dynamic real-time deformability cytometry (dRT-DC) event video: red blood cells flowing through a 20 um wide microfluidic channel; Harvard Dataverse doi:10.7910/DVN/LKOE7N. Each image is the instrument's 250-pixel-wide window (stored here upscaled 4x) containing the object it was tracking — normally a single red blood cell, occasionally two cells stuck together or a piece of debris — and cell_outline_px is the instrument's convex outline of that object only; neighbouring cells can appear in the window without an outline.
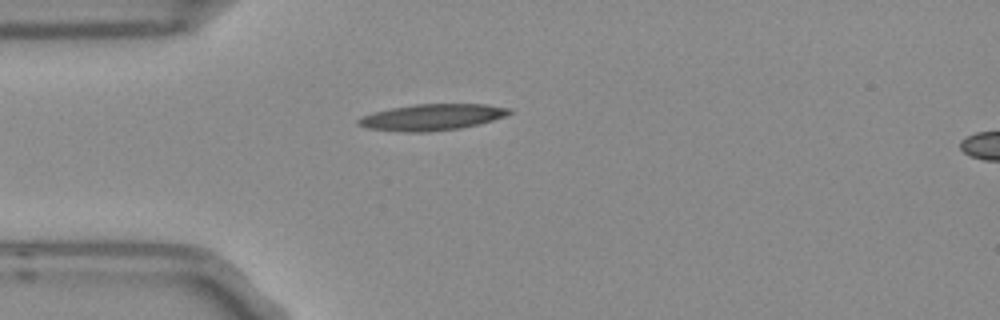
{"species": "Egyptian fruit bat (a non-hibernating species)", "species_latin": "Rousettus aegyptiacus", "temperature_condition": "room temperature", "stored_images_in_passage": 2, "camera_frame_rate_fps": 3000, "um_per_image_px": 0.085, "frame": {"image": 1, "passage_image": 1, "time_ms": 0.0, "image_size_px": [1000, 320], "cell_outline_px": [[512, 112], [504, 116], [480, 124], [460, 128], [428, 132], [404, 132], [364, 128], [356, 124], [356, 120], [360, 116], [372, 112], [392, 108], [416, 104], [484, 104], [512, 108]], "centroid_in_image_um": [36.67, 9.96], "position_along_channel_um": 48.3, "area_um2": 23.29}}